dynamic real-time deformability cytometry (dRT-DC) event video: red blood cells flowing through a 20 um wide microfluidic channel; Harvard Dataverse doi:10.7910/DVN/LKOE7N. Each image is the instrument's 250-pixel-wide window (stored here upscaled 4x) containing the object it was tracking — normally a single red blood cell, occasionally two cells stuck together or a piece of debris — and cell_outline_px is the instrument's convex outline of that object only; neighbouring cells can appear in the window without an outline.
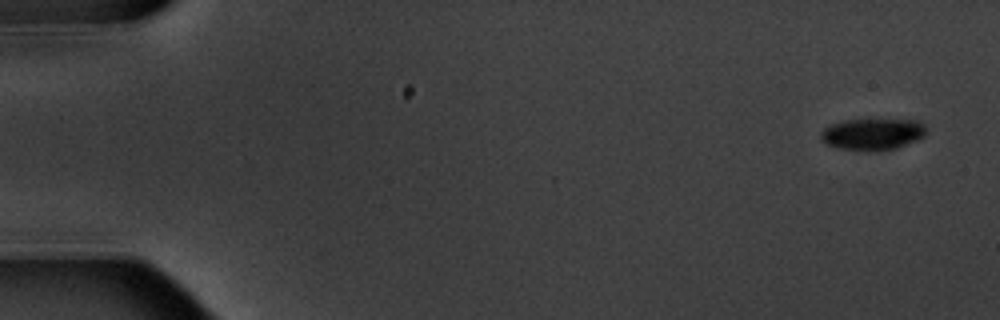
{"species": "common noctule bat (a hibernating species)", "species_latin": "Nyctalus noctula", "temperature_condition": "warm", "stored_images_in_passage": 8, "camera_frame_rate_fps": 3000, "um_per_image_px": 0.085, "animal": {"sex": "male", "body_mass_g": 20.1, "forearm_length_mm": 53.5}, "frame": {"image": 1, "passage_image": 1, "time_ms": 0.0, "image_size_px": [1000, 320], "cell_outline_px": [[928, 132], [924, 136], [916, 140], [896, 148], [868, 152], [840, 148], [828, 144], [820, 136], [820, 132], [824, 128], [832, 124], [844, 120], [920, 120], [924, 124]], "centroid_in_image_um": [74.2, 11.4], "position_along_channel_um": 10.8, "area_um2": 19.36}}
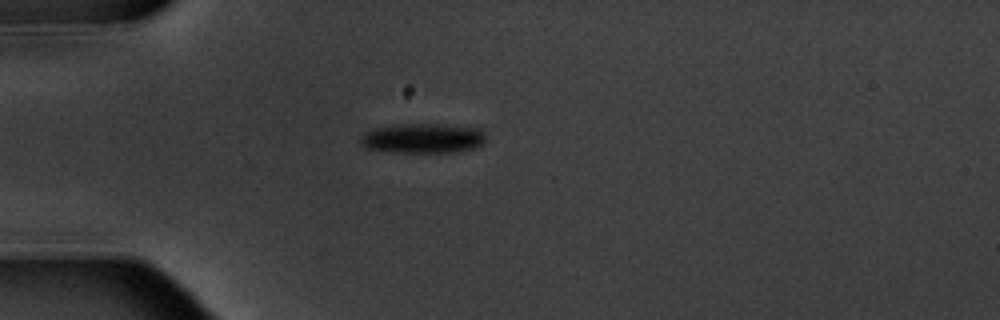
{"frame": {"image": 2, "passage_image": 5, "time_ms": 4.667, "image_size_px": [1000, 320], "cell_outline_px": [[484, 144], [472, 148], [456, 152], [388, 152], [368, 148], [360, 144], [360, 136], [376, 128], [408, 124], [436, 124], [480, 128], [484, 132]], "centroid_in_image_um": [35.96, 11.76], "position_along_channel_um": 49.0, "area_um2": 21.5}}